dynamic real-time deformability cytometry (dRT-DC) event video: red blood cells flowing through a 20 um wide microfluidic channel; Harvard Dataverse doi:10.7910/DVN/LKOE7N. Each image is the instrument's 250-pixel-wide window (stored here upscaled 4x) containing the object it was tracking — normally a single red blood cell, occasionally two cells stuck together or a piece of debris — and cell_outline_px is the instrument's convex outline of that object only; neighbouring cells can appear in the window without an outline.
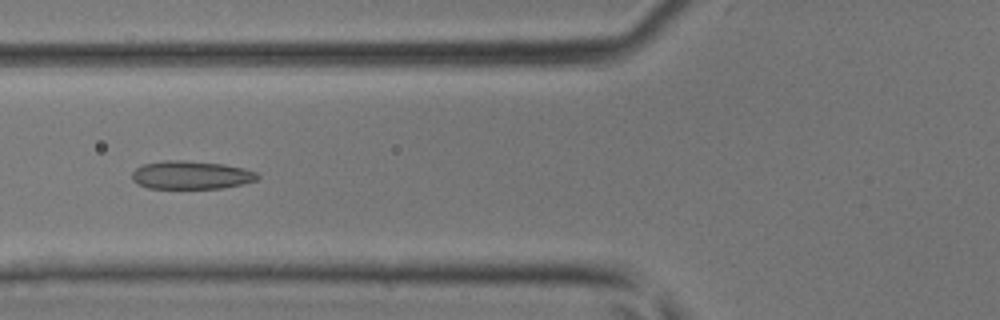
{"species": "common noctule bat (a hibernating species)", "species_latin": "Nyctalus noctula", "temperature_condition": "room temperature", "stored_images_in_passage": 43, "camera_frame_rate_fps": 3000, "um_per_image_px": 0.085, "animal": {"sex": "male", "body_mass_g": 17.9, "forearm_length_mm": 54.2}, "frame": {"image": 1, "passage_image": 16, "time_ms": 5.0, "image_size_px": [1000, 320], "cell_outline_px": [[260, 176], [256, 180], [244, 184], [220, 188], [148, 188], [132, 180], [132, 172], [140, 164], [164, 160], [180, 160], [224, 164], [244, 168], [256, 172]], "centroid_in_image_um": [16.24, 14.87], "position_along_channel_um": 109.6, "area_um2": 20.69}}
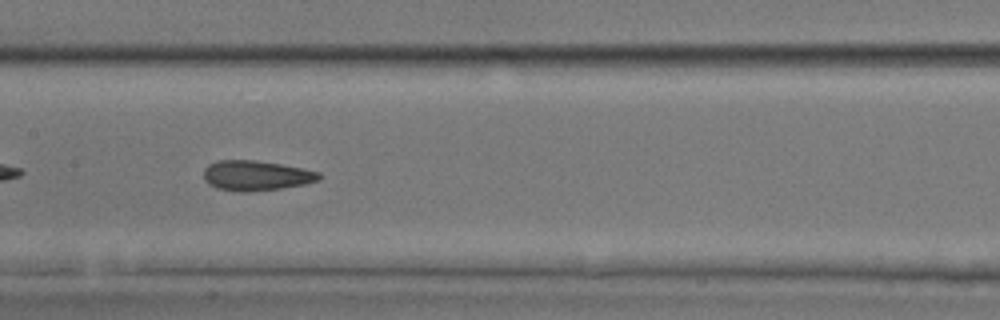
{"frame": {"image": 2, "passage_image": 21, "time_ms": 6.667, "image_size_px": [1000, 320], "cell_outline_px": [[320, 180], [304, 184], [280, 188], [248, 192], [240, 192], [220, 188], [208, 184], [204, 180], [204, 168], [208, 164], [216, 160], [256, 160], [304, 168], [320, 172]], "centroid_in_image_um": [21.76, 14.91], "position_along_channel_um": 185.6, "area_um2": 20.23}}
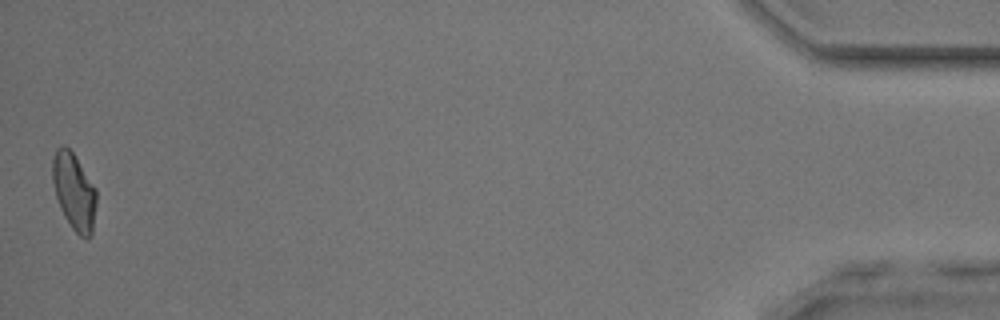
{"frame": {"image": 3, "passage_image": 43, "time_ms": 14.0, "image_size_px": [1000, 320], "cell_outline_px": [[96, 204], [92, 236], [88, 240], [84, 240], [72, 228], [64, 216], [60, 208], [56, 196], [52, 180], [52, 160], [56, 148], [64, 144], [72, 152], [96, 188]], "centroid_in_image_um": [6.3, 16.31], "position_along_channel_um": 428.9, "area_um2": 19.77}}